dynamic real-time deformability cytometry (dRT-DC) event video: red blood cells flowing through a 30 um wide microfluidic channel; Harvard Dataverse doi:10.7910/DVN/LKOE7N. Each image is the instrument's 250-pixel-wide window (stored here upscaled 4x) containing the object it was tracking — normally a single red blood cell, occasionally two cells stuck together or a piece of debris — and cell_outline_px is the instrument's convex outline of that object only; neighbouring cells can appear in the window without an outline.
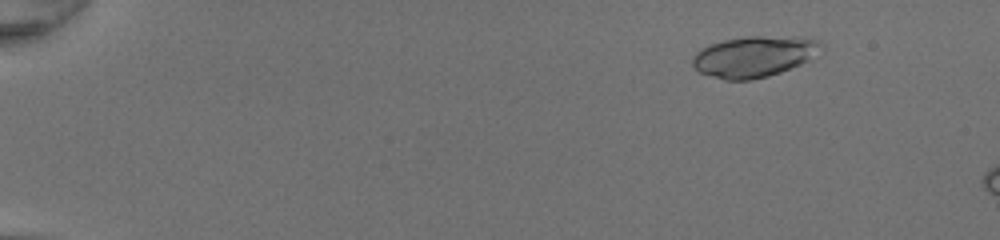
{"species": "common noctule bat (a hibernating species)", "species_latin": "Nyctalus noctula", "temperature_condition": "room temperature", "stored_images_in_passage": 19, "camera_frame_rate_fps": 3000, "um_per_image_px": 0.085, "animal": {"sex": "female", "body_mass_g": 20.0, "forearm_length_mm": 54.0}, "frame": {"image": 1, "passage_image": 7, "time_ms": 2.0, "image_size_px": [1000, 240], "cell_outline_px": [[820, 44], [808, 60], [800, 64], [780, 72], [768, 76], [752, 80], [724, 80], [700, 72], [692, 64], [692, 56], [700, 48], [708, 44], [724, 40], [748, 36], [760, 36], [816, 40]], "centroid_in_image_um": [63.94, 4.83], "position_along_channel_um": 21.1, "area_um2": 29.82}}